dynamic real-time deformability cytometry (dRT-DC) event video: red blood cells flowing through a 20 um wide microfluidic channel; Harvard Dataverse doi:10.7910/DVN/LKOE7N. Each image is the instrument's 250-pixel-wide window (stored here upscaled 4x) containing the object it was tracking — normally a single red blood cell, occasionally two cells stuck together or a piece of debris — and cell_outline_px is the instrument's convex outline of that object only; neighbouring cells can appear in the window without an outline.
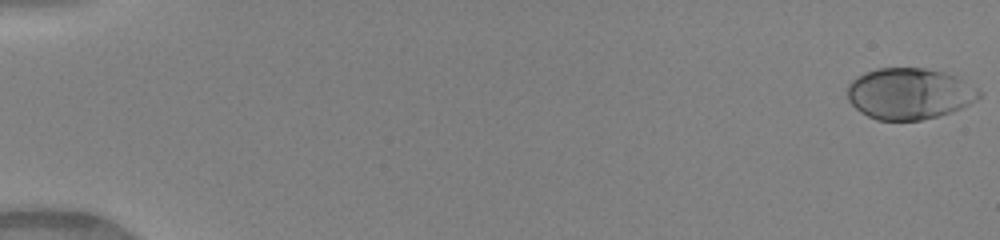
{"species": "human", "species_latin": "Homo sapiens", "temperature_condition": "warm", "stored_images_in_passage": 50, "camera_frame_rate_fps": 3000, "um_per_image_px": 0.085, "donor": {"sex": "female"}, "frame": {"image": 1, "passage_image": 1, "time_ms": 0.0, "image_size_px": [1000, 240], "cell_outline_px": [[980, 96], [976, 100], [960, 108], [936, 116], [920, 120], [876, 120], [860, 112], [848, 100], [848, 84], [852, 80], [864, 72], [876, 68], [924, 68], [944, 72], [956, 76], [976, 88], [980, 92]], "centroid_in_image_um": [77.25, 7.95], "position_along_channel_um": 7.7, "area_um2": 39.07}}
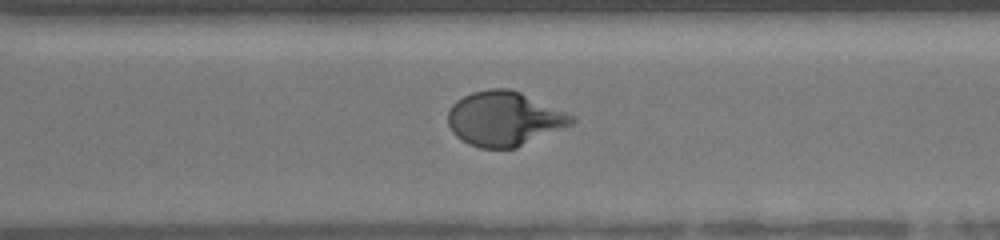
{"frame": {"image": 2, "passage_image": 37, "time_ms": 12.0, "image_size_px": [1000, 240], "cell_outline_px": [[576, 120], [572, 124], [516, 148], [480, 148], [468, 144], [460, 140], [452, 132], [448, 124], [448, 112], [452, 104], [456, 100], [472, 92], [488, 88], [508, 88], [520, 92], [564, 112], [572, 116]], "centroid_in_image_um": [42.8, 10.1], "position_along_channel_um": 327.8, "area_um2": 38.96}}
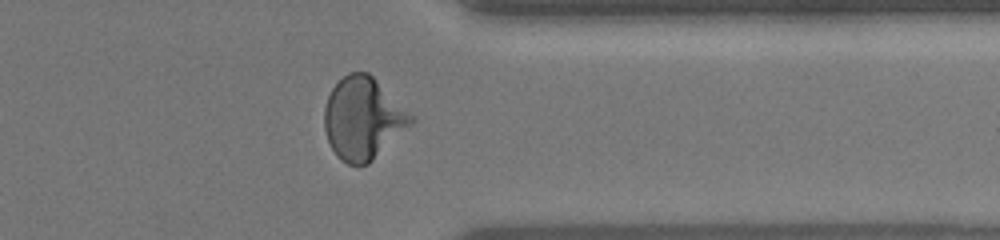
{"frame": {"image": 3, "passage_image": 41, "time_ms": 13.333, "image_size_px": [1000, 240], "cell_outline_px": [[416, 120], [412, 124], [368, 164], [348, 164], [340, 160], [336, 156], [328, 140], [324, 128], [324, 108], [328, 96], [332, 88], [348, 72], [368, 72]], "centroid_in_image_um": [30.82, 10.08], "position_along_channel_um": 380.6, "area_um2": 40.81}, "authors_computed_cell_mechanics": {"area_um2": 38.0035, "velocity_mm_per_s": 4.1154, "shape_relaxation_time_tau1_ms": 4.375, "shape_relaxation_time_tau2_ms": null, "deformation_change_tau1": 0.2139, "deformation_change_tau2": null}}